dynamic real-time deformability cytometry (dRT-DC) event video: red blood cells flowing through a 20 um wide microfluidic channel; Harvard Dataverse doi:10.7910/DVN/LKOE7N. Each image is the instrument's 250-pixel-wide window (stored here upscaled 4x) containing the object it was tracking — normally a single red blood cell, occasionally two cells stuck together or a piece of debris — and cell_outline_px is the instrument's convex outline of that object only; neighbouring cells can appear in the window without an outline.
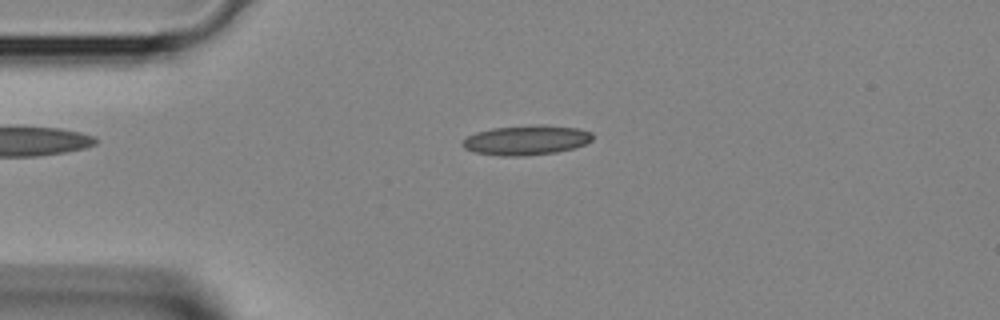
{"species": "Egyptian fruit bat (a non-hibernating species)", "species_latin": "Rousettus aegyptiacus", "temperature_condition": "room temperature", "stored_images_in_passage": 34, "camera_frame_rate_fps": 3000, "um_per_image_px": 0.085, "animal": {"sex": "female"}, "frame": {"image": 1, "passage_image": 3, "time_ms": 0.667, "image_size_px": [1000, 320], "cell_outline_px": [[592, 140], [584, 144], [572, 148], [556, 152], [524, 156], [500, 156], [476, 152], [464, 148], [460, 144], [468, 136], [476, 132], [492, 128], [536, 124], [540, 124], [576, 128], [592, 132]], "centroid_in_image_um": [44.72, 11.9], "position_along_channel_um": 40.3, "area_um2": 22.48}}
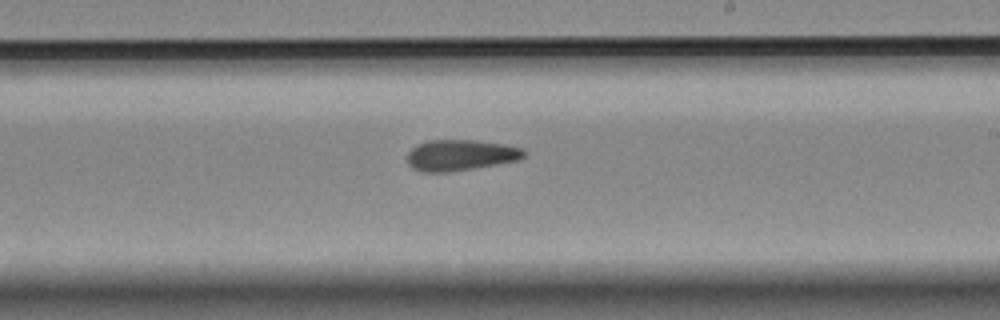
{"frame": {"image": 2, "passage_image": 17, "time_ms": 5.333, "image_size_px": [1000, 320], "cell_outline_px": [[528, 156], [520, 160], [448, 172], [420, 172], [412, 168], [408, 164], [408, 152], [416, 144], [428, 140], [476, 140], [504, 144], [524, 148], [528, 152]], "centroid_in_image_um": [39.18, 13.18], "position_along_channel_um": 249.8, "area_um2": 21.33}}
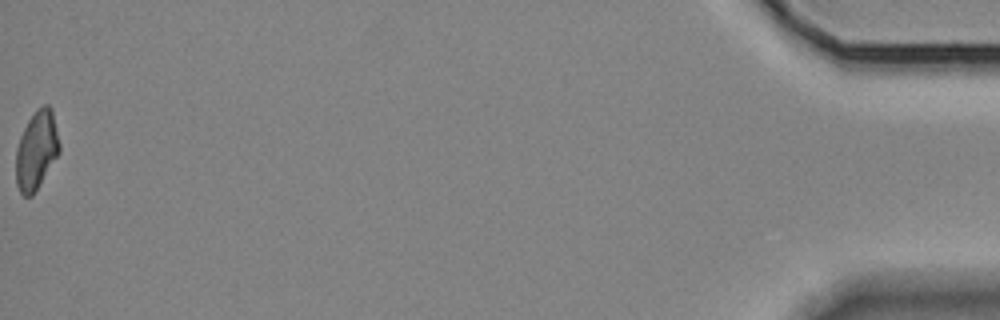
{"frame": {"image": 3, "passage_image": 34, "time_ms": 11.0, "image_size_px": [1000, 320], "cell_outline_px": [[60, 152], [32, 196], [24, 196], [20, 192], [16, 184], [16, 148], [20, 136], [28, 120], [36, 108], [44, 104], [48, 104], [52, 108], [60, 144]], "centroid_in_image_um": [3.1, 12.74], "position_along_channel_um": 432.1, "area_um2": 20.0}}